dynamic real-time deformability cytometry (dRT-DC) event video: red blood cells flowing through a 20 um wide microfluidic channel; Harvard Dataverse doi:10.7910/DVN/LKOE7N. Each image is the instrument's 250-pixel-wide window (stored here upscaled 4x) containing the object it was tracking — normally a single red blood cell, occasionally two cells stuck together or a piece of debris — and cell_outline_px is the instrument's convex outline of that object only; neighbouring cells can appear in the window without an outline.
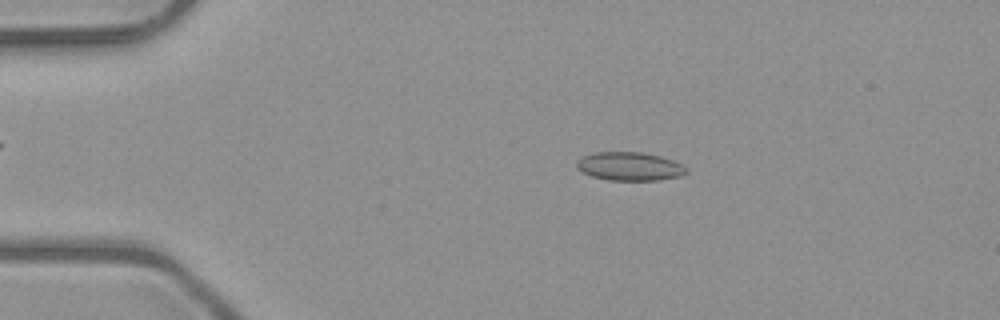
{"species": "common noctule bat (a hibernating species)", "species_latin": "Nyctalus noctula", "temperature_condition": "room temperature", "stored_images_in_passage": 52, "camera_frame_rate_fps": 3000, "um_per_image_px": 0.085, "animal": {"sex": "male", "body_mass_g": 23.1, "forearm_length_mm": 52.7}, "frame": {"image": 1, "passage_image": 11, "time_ms": 3.333, "image_size_px": [1000, 320], "cell_outline_px": [[688, 172], [680, 176], [660, 180], [608, 180], [592, 176], [580, 172], [576, 168], [576, 160], [592, 152], [644, 152], [660, 156], [672, 160], [688, 168]], "centroid_in_image_um": [53.49, 14.14], "position_along_channel_um": 31.5, "area_um2": 18.38}}
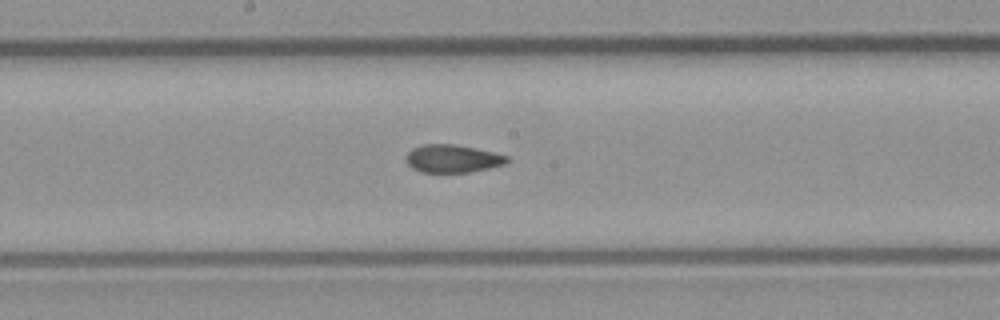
{"frame": {"image": 2, "passage_image": 28, "time_ms": 9.0, "image_size_px": [1000, 320], "cell_outline_px": [[508, 160], [504, 164], [488, 168], [468, 172], [420, 172], [412, 168], [404, 160], [408, 152], [412, 148], [424, 144], [452, 144], [492, 152], [508, 156]], "centroid_in_image_um": [38.4, 13.49], "position_along_channel_um": 209.8, "area_um2": 16.18}}
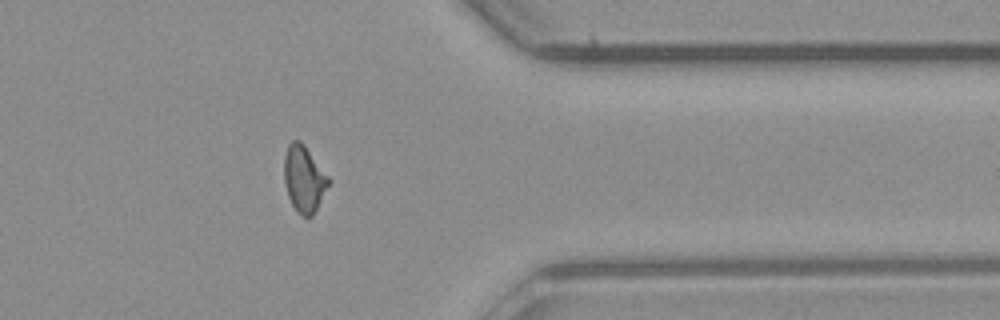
{"frame": {"image": 3, "passage_image": 42, "time_ms": 13.667, "image_size_px": [1000, 320], "cell_outline_px": [[332, 180], [312, 216], [304, 216], [296, 212], [288, 196], [284, 180], [284, 152], [288, 144], [292, 140], [300, 140], [304, 144]], "centroid_in_image_um": [25.84, 15.17], "position_along_channel_um": 385.6, "area_um2": 17.34}, "authors_computed_cell_mechanics": {"area_um2": 17.1088, "velocity_mm_per_s": 4.0685, "shape_relaxation_time_tau1_ms": null, "shape_relaxation_time_tau2_ms": 1.9371, "deformation_change_tau1": null, "deformation_change_tau2": 0.0815}}